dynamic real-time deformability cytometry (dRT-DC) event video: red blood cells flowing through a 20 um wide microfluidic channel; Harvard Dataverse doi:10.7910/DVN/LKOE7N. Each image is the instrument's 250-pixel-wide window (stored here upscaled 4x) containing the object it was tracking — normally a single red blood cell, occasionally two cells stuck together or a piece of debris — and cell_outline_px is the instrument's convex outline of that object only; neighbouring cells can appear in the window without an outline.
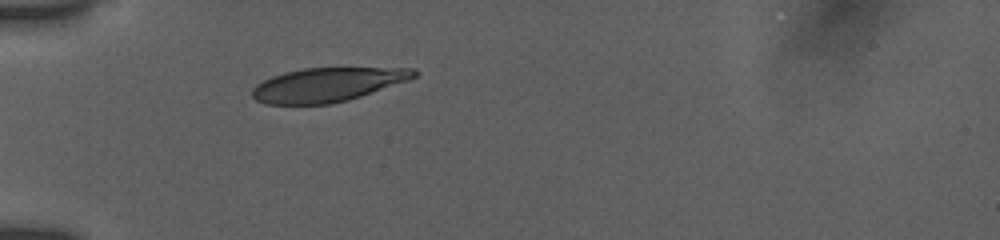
{"species": "human", "species_latin": "Homo sapiens", "temperature_condition": "room temperature", "stored_images_in_passage": 15, "camera_frame_rate_fps": 3000, "um_per_image_px": 0.085, "donor": {"sex": "female"}, "frame": {"image": 1, "passage_image": 1, "time_ms": 0.0, "image_size_px": [1000, 240], "cell_outline_px": [[420, 72], [416, 76], [408, 80], [348, 100], [332, 104], [264, 104], [256, 100], [252, 96], [252, 88], [256, 84], [272, 76], [284, 72], [304, 68], [412, 68]], "centroid_in_image_um": [27.8, 7.2], "position_along_channel_um": 57.2, "area_um2": 31.91}}
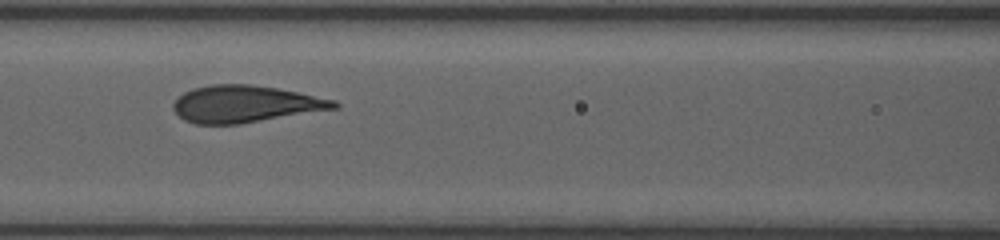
{"frame": {"image": 2, "passage_image": 9, "time_ms": 2.667, "image_size_px": [1000, 240], "cell_outline_px": [[340, 108], [240, 124], [196, 124], [184, 120], [172, 108], [172, 104], [184, 92], [192, 88], [208, 84], [252, 84], [276, 88], [336, 100], [340, 104]], "centroid_in_image_um": [20.86, 8.84], "position_along_channel_um": 145.7, "area_um2": 34.74}}
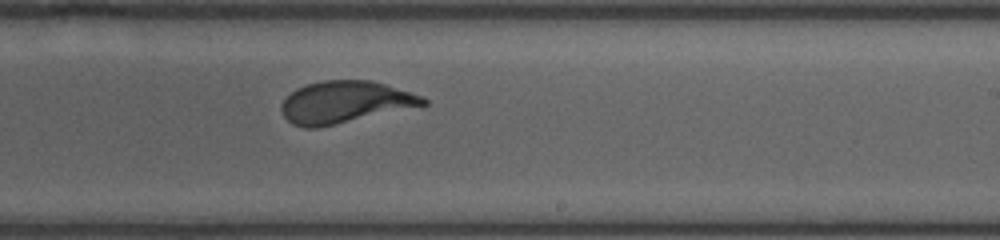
{"frame": {"image": 3, "passage_image": 15, "time_ms": 4.667, "image_size_px": [1000, 240], "cell_outline_px": [[428, 104], [316, 128], [304, 128], [292, 124], [284, 116], [280, 108], [280, 104], [296, 88], [308, 84], [324, 80], [372, 80], [420, 96], [428, 100]], "centroid_in_image_um": [29.26, 8.68], "position_along_channel_um": 259.7, "area_um2": 34.1}}